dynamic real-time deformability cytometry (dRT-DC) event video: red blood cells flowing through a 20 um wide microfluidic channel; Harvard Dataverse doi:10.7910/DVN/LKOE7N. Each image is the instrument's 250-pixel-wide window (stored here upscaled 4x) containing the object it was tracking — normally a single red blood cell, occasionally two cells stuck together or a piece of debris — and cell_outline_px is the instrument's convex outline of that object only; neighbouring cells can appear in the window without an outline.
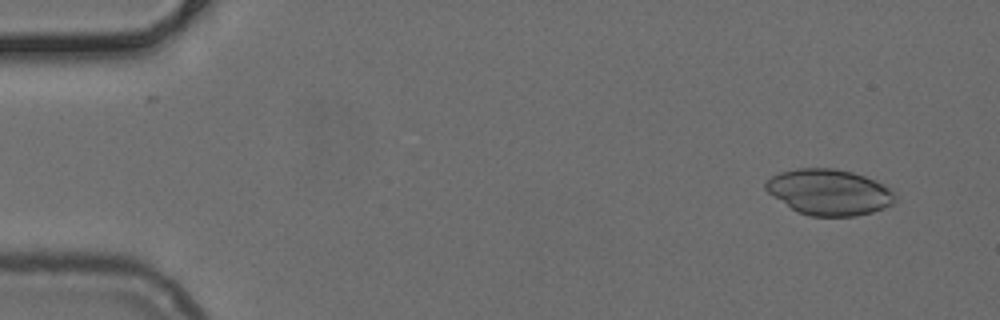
{"species": "common noctule bat (a hibernating species)", "species_latin": "Nyctalus noctula", "temperature_condition": "cold", "stored_images_in_passage": 48, "camera_frame_rate_fps": 3000, "um_per_image_px": 0.085, "animal": {"sex": "female", "body_mass_g": 24.6, "forearm_length_mm": 56.2}, "frame": {"image": 1, "passage_image": 1, "time_ms": 0.0, "image_size_px": [1000, 320], "cell_outline_px": [[896, 200], [892, 204], [884, 208], [872, 212], [856, 216], [808, 216], [792, 208], [768, 192], [764, 188], [764, 184], [772, 176], [780, 172], [796, 168], [836, 168], [852, 172], [864, 176], [892, 188], [896, 196]], "centroid_in_image_um": [70.51, 16.32], "position_along_channel_um": 14.5, "area_um2": 34.51}}
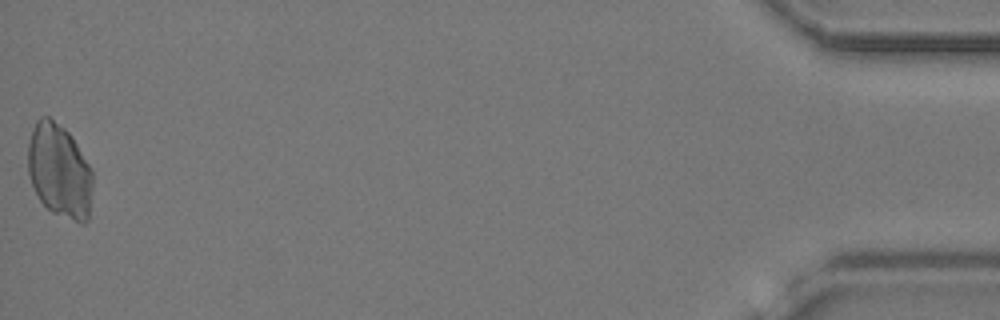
{"frame": {"image": 2, "passage_image": 48, "time_ms": 15.667, "image_size_px": [1000, 320], "cell_outline_px": [[92, 188], [88, 220], [84, 224], [80, 224], [52, 212], [40, 200], [32, 184], [28, 172], [28, 144], [32, 128], [36, 120], [40, 116], [48, 116], [64, 128], [72, 136], [92, 168]], "centroid_in_image_um": [5.06, 14.52], "position_along_channel_um": 430.1, "area_um2": 35.66}}